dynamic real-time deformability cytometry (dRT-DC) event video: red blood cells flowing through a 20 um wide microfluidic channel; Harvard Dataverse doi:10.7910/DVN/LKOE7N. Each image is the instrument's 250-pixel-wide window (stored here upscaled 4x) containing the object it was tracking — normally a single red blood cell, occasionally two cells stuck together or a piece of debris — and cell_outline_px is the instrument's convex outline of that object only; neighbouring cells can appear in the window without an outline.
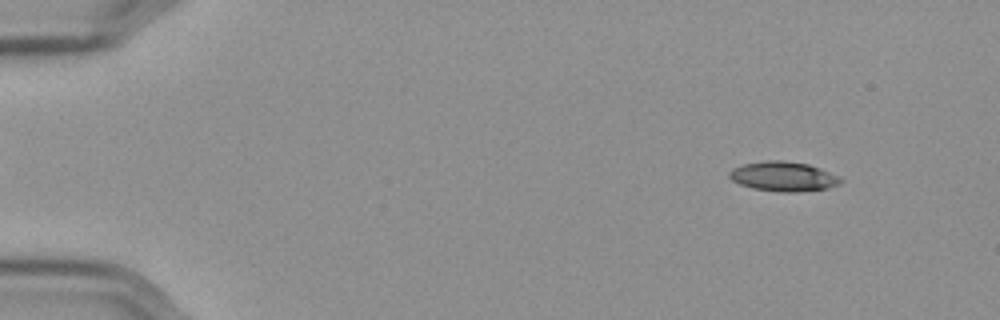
{"species": "Egyptian fruit bat (a non-hibernating species)", "species_latin": "Rousettus aegyptiacus", "temperature_condition": "cold", "stored_images_in_passage": 57, "camera_frame_rate_fps": 3000, "um_per_image_px": 0.085, "frame": {"image": 1, "passage_image": 6, "time_ms": 1.667, "image_size_px": [1000, 320], "cell_outline_px": [[844, 180], [840, 184], [828, 188], [796, 192], [780, 192], [752, 188], [740, 184], [732, 180], [728, 176], [728, 172], [732, 168], [744, 164], [764, 160], [780, 160], [808, 164], [820, 168], [840, 176]], "centroid_in_image_um": [66.6, 15.0], "position_along_channel_um": 18.4, "area_um2": 19.36}}
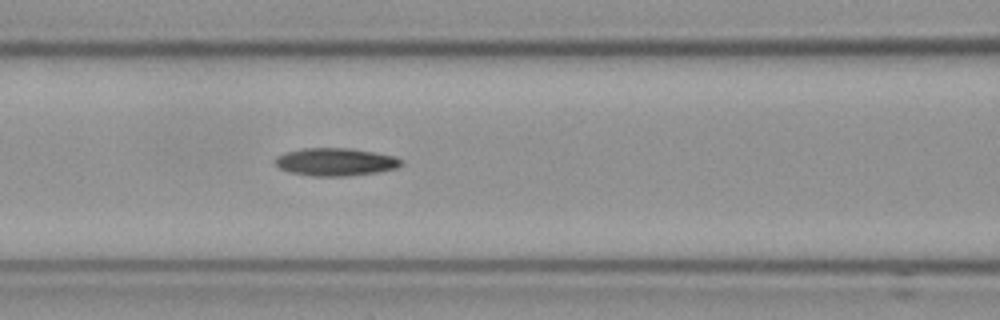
{"frame": {"image": 2, "passage_image": 25, "time_ms": 8.0, "image_size_px": [1000, 320], "cell_outline_px": [[404, 164], [396, 168], [376, 172], [348, 176], [312, 176], [288, 172], [280, 168], [272, 160], [276, 156], [284, 152], [300, 148], [352, 148], [376, 152], [396, 156], [404, 160]], "centroid_in_image_um": [28.52, 13.75], "position_along_channel_um": 138.1, "area_um2": 20.81}}
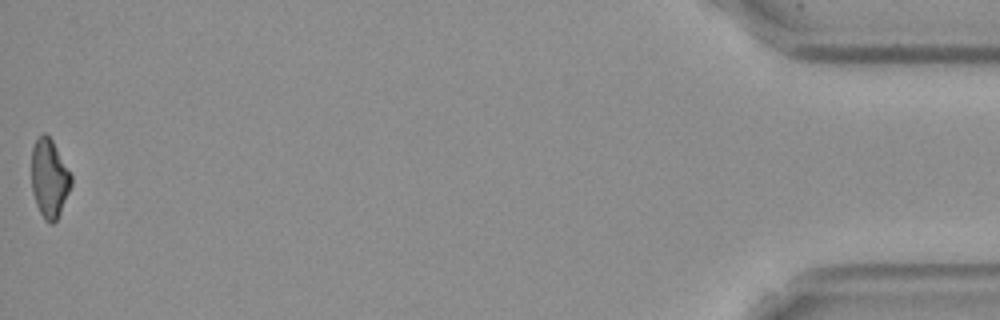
{"frame": {"image": 3, "passage_image": 57, "time_ms": 18.667, "image_size_px": [1000, 320], "cell_outline_px": [[72, 184], [60, 212], [56, 220], [52, 224], [48, 224], [44, 220], [36, 204], [32, 192], [32, 148], [36, 140], [44, 132], [52, 140], [72, 176]], "centroid_in_image_um": [4.19, 15.19], "position_along_channel_um": 431.0, "area_um2": 17.98}, "authors_computed_cell_mechanics": {"area_um2": 19.4786, "velocity_mm_per_s": 3.5966, "shape_relaxation_time_tau1_ms": null, "shape_relaxation_time_tau2_ms": 6.6439, "deformation_change_tau1": null, "deformation_change_tau2": 0.1561}}